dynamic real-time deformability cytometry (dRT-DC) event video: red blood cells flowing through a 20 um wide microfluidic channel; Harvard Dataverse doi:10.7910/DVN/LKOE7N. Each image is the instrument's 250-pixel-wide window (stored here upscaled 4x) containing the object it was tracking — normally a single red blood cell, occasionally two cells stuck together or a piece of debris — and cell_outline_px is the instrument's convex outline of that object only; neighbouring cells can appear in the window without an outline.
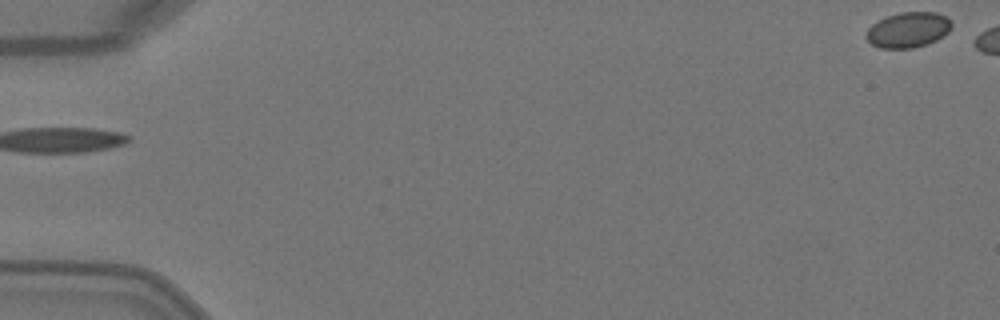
{"species": "Egyptian fruit bat (a non-hibernating species)", "species_latin": "Rousettus aegyptiacus", "temperature_condition": "warm", "stored_images_in_passage": 3, "segment_of_instrument_passage": [2, 2], "camera_frame_rate_fps": 3000, "um_per_image_px": 0.085, "animal": {"sex": "female"}, "frame": {"image": 1, "passage_image": 3, "time_ms": 0.667, "image_size_px": [1000, 320], "cell_outline_px": [[952, 28], [944, 36], [928, 44], [912, 48], [880, 48], [872, 44], [864, 36], [868, 28], [872, 24], [888, 16], [900, 12], [936, 12], [944, 16], [952, 24]], "centroid_in_image_um": [77.19, 2.54], "position_along_channel_um": 7.8, "area_um2": 17.57}}